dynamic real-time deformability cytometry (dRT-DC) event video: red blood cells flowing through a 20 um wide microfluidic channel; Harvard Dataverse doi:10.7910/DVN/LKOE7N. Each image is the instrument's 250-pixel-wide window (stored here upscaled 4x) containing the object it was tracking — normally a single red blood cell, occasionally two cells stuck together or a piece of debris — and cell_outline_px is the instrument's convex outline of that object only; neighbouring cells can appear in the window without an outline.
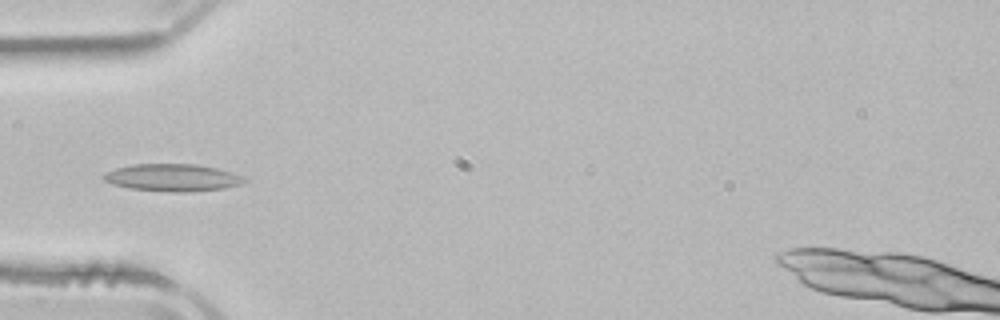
{"species": "common noctule bat (a hibernating species)", "species_latin": "Nyctalus noctula", "temperature_condition": "room temperature", "stored_images_in_passage": 4, "camera_frame_rate_fps": 3000, "um_per_image_px": 0.085, "animal": {"sex": "male", "body_mass_g": 21.5, "forearm_length_mm": 52.0}, "frame": {"image": 1, "passage_image": 4, "time_ms": 4.333, "image_size_px": [1000, 320], "cell_outline_px": [[248, 180], [240, 184], [224, 188], [188, 192], [168, 192], [128, 188], [112, 184], [104, 180], [100, 176], [116, 168], [132, 164], [196, 164], [216, 168], [244, 176]], "centroid_in_image_um": [14.65, 15.1], "position_along_channel_um": 70.3, "area_um2": 22.43}}